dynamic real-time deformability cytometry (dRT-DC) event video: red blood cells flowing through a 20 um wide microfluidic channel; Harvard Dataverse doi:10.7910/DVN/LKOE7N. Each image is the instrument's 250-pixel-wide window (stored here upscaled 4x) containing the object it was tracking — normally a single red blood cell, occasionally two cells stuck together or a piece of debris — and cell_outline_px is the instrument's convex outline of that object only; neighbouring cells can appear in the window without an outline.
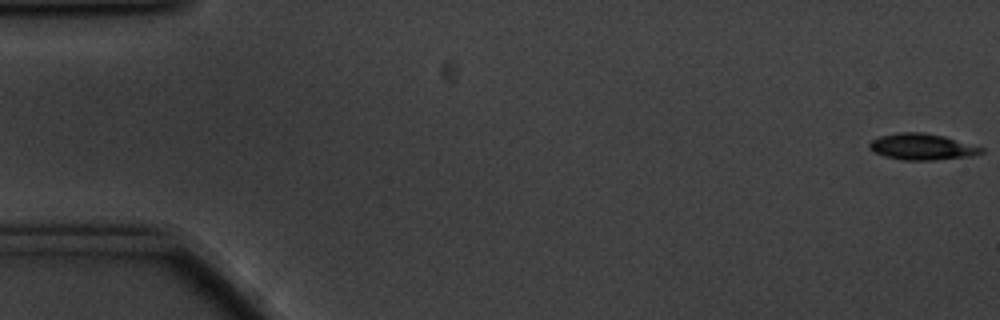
{"species": "common noctule bat (a hibernating species)", "species_latin": "Nyctalus noctula", "temperature_condition": "cold", "stored_images_in_passage": 58, "camera_frame_rate_fps": 3000, "um_per_image_px": 0.085, "animal": {"sex": "male", "body_mass_g": 20.1, "forearm_length_mm": 53.5}, "frame": {"image": 1, "passage_image": 1, "time_ms": 0.0, "image_size_px": [1000, 320], "cell_outline_px": [[984, 152], [972, 156], [936, 160], [904, 160], [884, 156], [872, 152], [868, 148], [868, 144], [872, 140], [880, 136], [896, 132], [924, 132], [944, 136], [984, 148]], "centroid_in_image_um": [78.34, 12.47], "position_along_channel_um": 6.7, "area_um2": 17.28}}
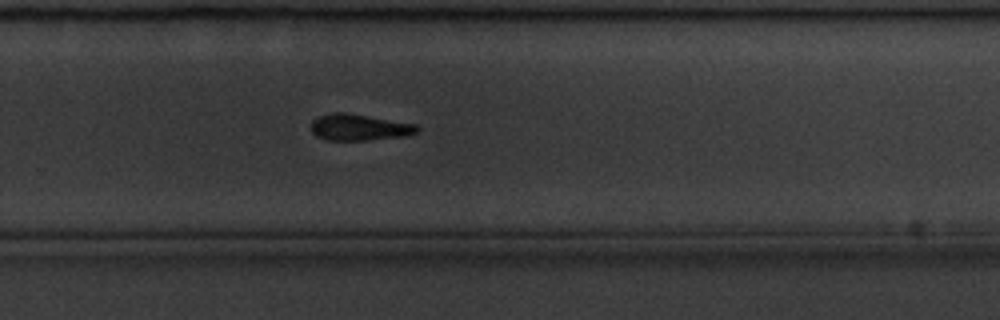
{"frame": {"image": 2, "passage_image": 38, "time_ms": 12.333, "image_size_px": [1000, 320], "cell_outline_px": [[420, 128], [416, 132], [408, 136], [368, 140], [328, 140], [316, 136], [312, 132], [312, 120], [320, 116], [332, 112], [344, 112], [416, 124]], "centroid_in_image_um": [30.54, 10.83], "position_along_channel_um": 299.3, "area_um2": 16.24}}
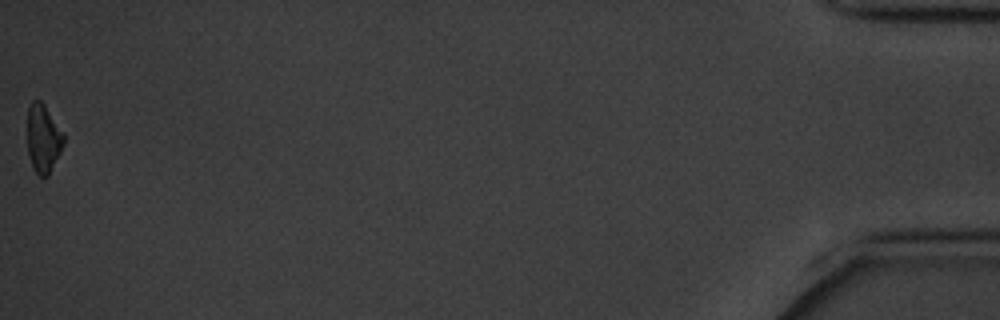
{"frame": {"image": 3, "passage_image": 58, "time_ms": 19.0, "image_size_px": [1000, 320], "cell_outline_px": [[64, 144], [48, 176], [40, 176], [32, 168], [28, 152], [28, 108], [32, 100], [40, 100], [44, 104], [64, 132]], "centroid_in_image_um": [3.68, 11.76], "position_along_channel_um": 431.5, "area_um2": 14.45}, "authors_computed_cell_mechanics": {"area_um2": 17.0221, "velocity_mm_per_s": 3.4667, "shape_relaxation_time_tau1_ms": 2.7847, "shape_relaxation_time_tau2_ms": null, "deformation_change_tau1": 0.0958, "deformation_change_tau2": null}}